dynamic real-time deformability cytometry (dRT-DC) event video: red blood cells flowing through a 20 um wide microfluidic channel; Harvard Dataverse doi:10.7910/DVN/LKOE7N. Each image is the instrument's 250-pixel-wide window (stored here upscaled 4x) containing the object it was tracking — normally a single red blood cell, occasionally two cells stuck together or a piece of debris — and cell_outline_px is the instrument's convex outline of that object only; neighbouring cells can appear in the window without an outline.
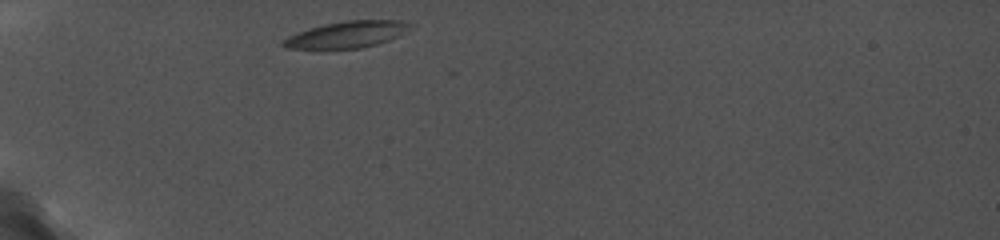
{"species": "common noctule bat (a hibernating species)", "species_latin": "Nyctalus noctula", "temperature_condition": "cold", "stored_images_in_passage": 7, "segment_of_instrument_passage": [1, 2], "camera_frame_rate_fps": 5000, "um_per_image_px": 0.085, "animal": {"sex": "female", "body_mass_g": 19.0, "forearm_length_mm": 56.7}, "frame": {"image": 1, "passage_image": 1, "time_ms": 0.0, "image_size_px": [1000, 240], "cell_outline_px": [[416, 24], [412, 28], [388, 40], [376, 44], [360, 48], [328, 52], [324, 52], [284, 48], [280, 44], [280, 40], [288, 36], [308, 28], [324, 24], [344, 20], [404, 20]], "centroid_in_image_um": [29.38, 2.98], "position_along_channel_um": 55.6, "area_um2": 20.87}}
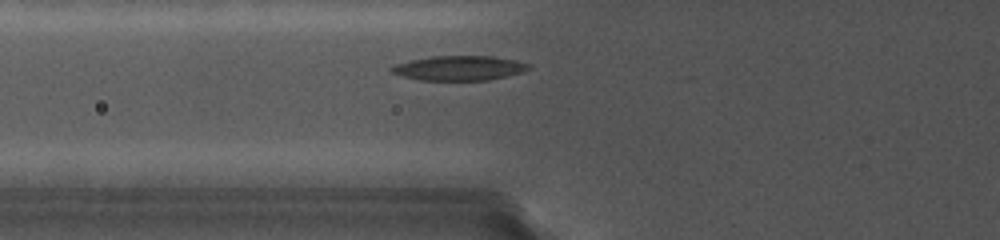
{"frame": {"image": 2, "passage_image": 6, "time_ms": 1.6, "image_size_px": [1000, 240], "cell_outline_px": [[532, 68], [524, 72], [488, 80], [420, 80], [404, 76], [392, 72], [388, 68], [396, 64], [412, 60], [432, 56], [492, 56], [516, 60], [532, 64]], "centroid_in_image_um": [39.1, 5.78], "position_along_channel_um": 86.7, "area_um2": 19.71}}